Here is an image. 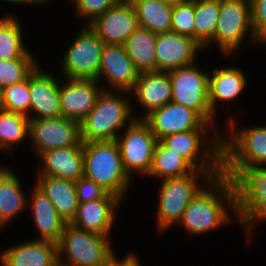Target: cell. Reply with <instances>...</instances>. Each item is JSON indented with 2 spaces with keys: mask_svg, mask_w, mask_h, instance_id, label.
<instances>
[{
  "mask_svg": "<svg viewBox=\"0 0 266 266\" xmlns=\"http://www.w3.org/2000/svg\"><path fill=\"white\" fill-rule=\"evenodd\" d=\"M205 185H208V190L203 186L198 191L178 223L190 234H205L228 223L229 209L236 214L235 190L230 178L221 173Z\"/></svg>",
  "mask_w": 266,
  "mask_h": 266,
  "instance_id": "1",
  "label": "cell"
},
{
  "mask_svg": "<svg viewBox=\"0 0 266 266\" xmlns=\"http://www.w3.org/2000/svg\"><path fill=\"white\" fill-rule=\"evenodd\" d=\"M122 93L127 94L121 91L120 95V91L114 90L101 92L92 111L80 122V138L83 143L114 141L121 128L139 119L132 115L131 103Z\"/></svg>",
  "mask_w": 266,
  "mask_h": 266,
  "instance_id": "2",
  "label": "cell"
},
{
  "mask_svg": "<svg viewBox=\"0 0 266 266\" xmlns=\"http://www.w3.org/2000/svg\"><path fill=\"white\" fill-rule=\"evenodd\" d=\"M83 169L84 176L107 193L124 198L132 179L123 168L115 140L83 143Z\"/></svg>",
  "mask_w": 266,
  "mask_h": 266,
  "instance_id": "3",
  "label": "cell"
},
{
  "mask_svg": "<svg viewBox=\"0 0 266 266\" xmlns=\"http://www.w3.org/2000/svg\"><path fill=\"white\" fill-rule=\"evenodd\" d=\"M108 240V236L66 223L58 243V261L62 266H107L113 253ZM65 254L68 262L62 260Z\"/></svg>",
  "mask_w": 266,
  "mask_h": 266,
  "instance_id": "4",
  "label": "cell"
},
{
  "mask_svg": "<svg viewBox=\"0 0 266 266\" xmlns=\"http://www.w3.org/2000/svg\"><path fill=\"white\" fill-rule=\"evenodd\" d=\"M222 172H204L195 170L193 173L178 178L162 180L159 191L157 224L160 232L168 230L174 223L180 222L184 210L192 198L202 188L199 179L204 183Z\"/></svg>",
  "mask_w": 266,
  "mask_h": 266,
  "instance_id": "5",
  "label": "cell"
},
{
  "mask_svg": "<svg viewBox=\"0 0 266 266\" xmlns=\"http://www.w3.org/2000/svg\"><path fill=\"white\" fill-rule=\"evenodd\" d=\"M210 131H184L166 136L160 142L168 149L185 158L198 171L222 172L221 138L223 135L214 133L213 136L212 132V138L208 135L211 133ZM207 136L209 137L207 138ZM202 138L206 139L203 140ZM202 143L204 148L201 146Z\"/></svg>",
  "mask_w": 266,
  "mask_h": 266,
  "instance_id": "6",
  "label": "cell"
},
{
  "mask_svg": "<svg viewBox=\"0 0 266 266\" xmlns=\"http://www.w3.org/2000/svg\"><path fill=\"white\" fill-rule=\"evenodd\" d=\"M249 32L252 43L258 41L252 29L249 0L220 1V12L212 42L216 43L224 56L237 52Z\"/></svg>",
  "mask_w": 266,
  "mask_h": 266,
  "instance_id": "7",
  "label": "cell"
},
{
  "mask_svg": "<svg viewBox=\"0 0 266 266\" xmlns=\"http://www.w3.org/2000/svg\"><path fill=\"white\" fill-rule=\"evenodd\" d=\"M172 84L171 101L197 112L207 123L212 124L215 114L209 103V74L195 65L168 71Z\"/></svg>",
  "mask_w": 266,
  "mask_h": 266,
  "instance_id": "8",
  "label": "cell"
},
{
  "mask_svg": "<svg viewBox=\"0 0 266 266\" xmlns=\"http://www.w3.org/2000/svg\"><path fill=\"white\" fill-rule=\"evenodd\" d=\"M222 174L233 183L236 217L242 223L266 200V166L222 165Z\"/></svg>",
  "mask_w": 266,
  "mask_h": 266,
  "instance_id": "9",
  "label": "cell"
},
{
  "mask_svg": "<svg viewBox=\"0 0 266 266\" xmlns=\"http://www.w3.org/2000/svg\"><path fill=\"white\" fill-rule=\"evenodd\" d=\"M125 131L115 140L120 150L125 172L130 178L134 171L148 175L158 141L156 136L143 119H135L126 127Z\"/></svg>",
  "mask_w": 266,
  "mask_h": 266,
  "instance_id": "10",
  "label": "cell"
},
{
  "mask_svg": "<svg viewBox=\"0 0 266 266\" xmlns=\"http://www.w3.org/2000/svg\"><path fill=\"white\" fill-rule=\"evenodd\" d=\"M229 120L230 137L221 138L222 165L266 166V126L235 130L234 119Z\"/></svg>",
  "mask_w": 266,
  "mask_h": 266,
  "instance_id": "11",
  "label": "cell"
},
{
  "mask_svg": "<svg viewBox=\"0 0 266 266\" xmlns=\"http://www.w3.org/2000/svg\"><path fill=\"white\" fill-rule=\"evenodd\" d=\"M104 45L89 26L85 25L61 62L65 79L98 80Z\"/></svg>",
  "mask_w": 266,
  "mask_h": 266,
  "instance_id": "12",
  "label": "cell"
},
{
  "mask_svg": "<svg viewBox=\"0 0 266 266\" xmlns=\"http://www.w3.org/2000/svg\"><path fill=\"white\" fill-rule=\"evenodd\" d=\"M38 155L58 148L83 146L80 123L70 118L29 119V137Z\"/></svg>",
  "mask_w": 266,
  "mask_h": 266,
  "instance_id": "13",
  "label": "cell"
},
{
  "mask_svg": "<svg viewBox=\"0 0 266 266\" xmlns=\"http://www.w3.org/2000/svg\"><path fill=\"white\" fill-rule=\"evenodd\" d=\"M143 120L149 125L158 141L166 136L190 130L212 128L215 133H218L214 125L210 126L211 124L207 123L197 112L172 101L152 111Z\"/></svg>",
  "mask_w": 266,
  "mask_h": 266,
  "instance_id": "14",
  "label": "cell"
},
{
  "mask_svg": "<svg viewBox=\"0 0 266 266\" xmlns=\"http://www.w3.org/2000/svg\"><path fill=\"white\" fill-rule=\"evenodd\" d=\"M104 44L123 45L139 27L137 14L130 1L121 0L91 23L85 24Z\"/></svg>",
  "mask_w": 266,
  "mask_h": 266,
  "instance_id": "15",
  "label": "cell"
},
{
  "mask_svg": "<svg viewBox=\"0 0 266 266\" xmlns=\"http://www.w3.org/2000/svg\"><path fill=\"white\" fill-rule=\"evenodd\" d=\"M195 39L174 32L157 34L156 71L168 72L195 63L197 51L203 49Z\"/></svg>",
  "mask_w": 266,
  "mask_h": 266,
  "instance_id": "16",
  "label": "cell"
},
{
  "mask_svg": "<svg viewBox=\"0 0 266 266\" xmlns=\"http://www.w3.org/2000/svg\"><path fill=\"white\" fill-rule=\"evenodd\" d=\"M66 81L62 86L59 83L62 117L80 123L92 111L103 89L100 90L95 79L67 78Z\"/></svg>",
  "mask_w": 266,
  "mask_h": 266,
  "instance_id": "17",
  "label": "cell"
},
{
  "mask_svg": "<svg viewBox=\"0 0 266 266\" xmlns=\"http://www.w3.org/2000/svg\"><path fill=\"white\" fill-rule=\"evenodd\" d=\"M139 74L123 45H104L97 81H101L102 77H105L111 88L103 90L113 91L114 89V91L130 93Z\"/></svg>",
  "mask_w": 266,
  "mask_h": 266,
  "instance_id": "18",
  "label": "cell"
},
{
  "mask_svg": "<svg viewBox=\"0 0 266 266\" xmlns=\"http://www.w3.org/2000/svg\"><path fill=\"white\" fill-rule=\"evenodd\" d=\"M119 203H122V200L110 193H106L102 198L79 203L71 224L87 232L109 236Z\"/></svg>",
  "mask_w": 266,
  "mask_h": 266,
  "instance_id": "19",
  "label": "cell"
},
{
  "mask_svg": "<svg viewBox=\"0 0 266 266\" xmlns=\"http://www.w3.org/2000/svg\"><path fill=\"white\" fill-rule=\"evenodd\" d=\"M37 64L29 73L30 112L29 119L57 118L62 116L59 96V83L47 71H41Z\"/></svg>",
  "mask_w": 266,
  "mask_h": 266,
  "instance_id": "20",
  "label": "cell"
},
{
  "mask_svg": "<svg viewBox=\"0 0 266 266\" xmlns=\"http://www.w3.org/2000/svg\"><path fill=\"white\" fill-rule=\"evenodd\" d=\"M0 255L1 266H54L58 262V244L29 240L5 249Z\"/></svg>",
  "mask_w": 266,
  "mask_h": 266,
  "instance_id": "21",
  "label": "cell"
},
{
  "mask_svg": "<svg viewBox=\"0 0 266 266\" xmlns=\"http://www.w3.org/2000/svg\"><path fill=\"white\" fill-rule=\"evenodd\" d=\"M140 106L145 108L146 114L139 119H144L152 111L171 102L172 84L168 72L151 71L139 74L132 91Z\"/></svg>",
  "mask_w": 266,
  "mask_h": 266,
  "instance_id": "22",
  "label": "cell"
},
{
  "mask_svg": "<svg viewBox=\"0 0 266 266\" xmlns=\"http://www.w3.org/2000/svg\"><path fill=\"white\" fill-rule=\"evenodd\" d=\"M43 162L39 175L77 182L84 176L83 146L58 148L41 153Z\"/></svg>",
  "mask_w": 266,
  "mask_h": 266,
  "instance_id": "23",
  "label": "cell"
},
{
  "mask_svg": "<svg viewBox=\"0 0 266 266\" xmlns=\"http://www.w3.org/2000/svg\"><path fill=\"white\" fill-rule=\"evenodd\" d=\"M36 186L52 202L60 217L71 223L79 206L75 182L58 177L38 175Z\"/></svg>",
  "mask_w": 266,
  "mask_h": 266,
  "instance_id": "24",
  "label": "cell"
},
{
  "mask_svg": "<svg viewBox=\"0 0 266 266\" xmlns=\"http://www.w3.org/2000/svg\"><path fill=\"white\" fill-rule=\"evenodd\" d=\"M32 198L29 201L35 225L39 230V240L50 241L56 244L61 239L66 222L60 217L52 202L42 190L34 186Z\"/></svg>",
  "mask_w": 266,
  "mask_h": 266,
  "instance_id": "25",
  "label": "cell"
},
{
  "mask_svg": "<svg viewBox=\"0 0 266 266\" xmlns=\"http://www.w3.org/2000/svg\"><path fill=\"white\" fill-rule=\"evenodd\" d=\"M246 77L240 68H215L209 75V103L212 112L216 115L218 101L234 100L241 95L247 86Z\"/></svg>",
  "mask_w": 266,
  "mask_h": 266,
  "instance_id": "26",
  "label": "cell"
},
{
  "mask_svg": "<svg viewBox=\"0 0 266 266\" xmlns=\"http://www.w3.org/2000/svg\"><path fill=\"white\" fill-rule=\"evenodd\" d=\"M156 38L157 34L138 27L123 43L139 73L156 71Z\"/></svg>",
  "mask_w": 266,
  "mask_h": 266,
  "instance_id": "27",
  "label": "cell"
},
{
  "mask_svg": "<svg viewBox=\"0 0 266 266\" xmlns=\"http://www.w3.org/2000/svg\"><path fill=\"white\" fill-rule=\"evenodd\" d=\"M19 177L12 170L0 165V225L4 226L23 211L28 203Z\"/></svg>",
  "mask_w": 266,
  "mask_h": 266,
  "instance_id": "28",
  "label": "cell"
},
{
  "mask_svg": "<svg viewBox=\"0 0 266 266\" xmlns=\"http://www.w3.org/2000/svg\"><path fill=\"white\" fill-rule=\"evenodd\" d=\"M139 27L155 34L171 31L173 6L161 0H131Z\"/></svg>",
  "mask_w": 266,
  "mask_h": 266,
  "instance_id": "29",
  "label": "cell"
},
{
  "mask_svg": "<svg viewBox=\"0 0 266 266\" xmlns=\"http://www.w3.org/2000/svg\"><path fill=\"white\" fill-rule=\"evenodd\" d=\"M195 170L185 158L157 141L154 149L153 164L148 176L160 177L164 180L183 177L193 173Z\"/></svg>",
  "mask_w": 266,
  "mask_h": 266,
  "instance_id": "30",
  "label": "cell"
},
{
  "mask_svg": "<svg viewBox=\"0 0 266 266\" xmlns=\"http://www.w3.org/2000/svg\"><path fill=\"white\" fill-rule=\"evenodd\" d=\"M16 19L9 14L0 19V59H19L30 52L25 48L22 29Z\"/></svg>",
  "mask_w": 266,
  "mask_h": 266,
  "instance_id": "31",
  "label": "cell"
},
{
  "mask_svg": "<svg viewBox=\"0 0 266 266\" xmlns=\"http://www.w3.org/2000/svg\"><path fill=\"white\" fill-rule=\"evenodd\" d=\"M220 12L218 0H195V40L206 47L212 40Z\"/></svg>",
  "mask_w": 266,
  "mask_h": 266,
  "instance_id": "32",
  "label": "cell"
},
{
  "mask_svg": "<svg viewBox=\"0 0 266 266\" xmlns=\"http://www.w3.org/2000/svg\"><path fill=\"white\" fill-rule=\"evenodd\" d=\"M26 137H29V118L0 109V150L9 152Z\"/></svg>",
  "mask_w": 266,
  "mask_h": 266,
  "instance_id": "33",
  "label": "cell"
},
{
  "mask_svg": "<svg viewBox=\"0 0 266 266\" xmlns=\"http://www.w3.org/2000/svg\"><path fill=\"white\" fill-rule=\"evenodd\" d=\"M30 77L0 90V109L19 113L29 118L30 113Z\"/></svg>",
  "mask_w": 266,
  "mask_h": 266,
  "instance_id": "34",
  "label": "cell"
},
{
  "mask_svg": "<svg viewBox=\"0 0 266 266\" xmlns=\"http://www.w3.org/2000/svg\"><path fill=\"white\" fill-rule=\"evenodd\" d=\"M36 62L31 52L19 59H0V90L27 79Z\"/></svg>",
  "mask_w": 266,
  "mask_h": 266,
  "instance_id": "35",
  "label": "cell"
},
{
  "mask_svg": "<svg viewBox=\"0 0 266 266\" xmlns=\"http://www.w3.org/2000/svg\"><path fill=\"white\" fill-rule=\"evenodd\" d=\"M195 0L173 6L171 32L195 39Z\"/></svg>",
  "mask_w": 266,
  "mask_h": 266,
  "instance_id": "36",
  "label": "cell"
},
{
  "mask_svg": "<svg viewBox=\"0 0 266 266\" xmlns=\"http://www.w3.org/2000/svg\"><path fill=\"white\" fill-rule=\"evenodd\" d=\"M121 0H76L74 7L79 18L86 17L88 24ZM81 16V17H80Z\"/></svg>",
  "mask_w": 266,
  "mask_h": 266,
  "instance_id": "37",
  "label": "cell"
},
{
  "mask_svg": "<svg viewBox=\"0 0 266 266\" xmlns=\"http://www.w3.org/2000/svg\"><path fill=\"white\" fill-rule=\"evenodd\" d=\"M252 29L260 42L266 36V0H249Z\"/></svg>",
  "mask_w": 266,
  "mask_h": 266,
  "instance_id": "38",
  "label": "cell"
},
{
  "mask_svg": "<svg viewBox=\"0 0 266 266\" xmlns=\"http://www.w3.org/2000/svg\"><path fill=\"white\" fill-rule=\"evenodd\" d=\"M75 187L79 203L102 198L107 193L93 180H90L85 176L75 182Z\"/></svg>",
  "mask_w": 266,
  "mask_h": 266,
  "instance_id": "39",
  "label": "cell"
},
{
  "mask_svg": "<svg viewBox=\"0 0 266 266\" xmlns=\"http://www.w3.org/2000/svg\"><path fill=\"white\" fill-rule=\"evenodd\" d=\"M263 220H266V200H264L240 225L243 226L245 232L247 231L246 235L251 238L254 224Z\"/></svg>",
  "mask_w": 266,
  "mask_h": 266,
  "instance_id": "40",
  "label": "cell"
},
{
  "mask_svg": "<svg viewBox=\"0 0 266 266\" xmlns=\"http://www.w3.org/2000/svg\"><path fill=\"white\" fill-rule=\"evenodd\" d=\"M107 266H141L139 260L135 255L130 254L122 259V261L115 256L114 252L110 255Z\"/></svg>",
  "mask_w": 266,
  "mask_h": 266,
  "instance_id": "41",
  "label": "cell"
},
{
  "mask_svg": "<svg viewBox=\"0 0 266 266\" xmlns=\"http://www.w3.org/2000/svg\"><path fill=\"white\" fill-rule=\"evenodd\" d=\"M3 1H7L9 3H14V4H22L23 3L25 4H35V3H38V4H42V3H47L48 1L50 0H3Z\"/></svg>",
  "mask_w": 266,
  "mask_h": 266,
  "instance_id": "42",
  "label": "cell"
},
{
  "mask_svg": "<svg viewBox=\"0 0 266 266\" xmlns=\"http://www.w3.org/2000/svg\"><path fill=\"white\" fill-rule=\"evenodd\" d=\"M163 3L170 4L171 6H175L179 3H183L187 0H161Z\"/></svg>",
  "mask_w": 266,
  "mask_h": 266,
  "instance_id": "43",
  "label": "cell"
},
{
  "mask_svg": "<svg viewBox=\"0 0 266 266\" xmlns=\"http://www.w3.org/2000/svg\"><path fill=\"white\" fill-rule=\"evenodd\" d=\"M259 43L262 45H265L266 44V36Z\"/></svg>",
  "mask_w": 266,
  "mask_h": 266,
  "instance_id": "44",
  "label": "cell"
},
{
  "mask_svg": "<svg viewBox=\"0 0 266 266\" xmlns=\"http://www.w3.org/2000/svg\"><path fill=\"white\" fill-rule=\"evenodd\" d=\"M54 266H62L61 263L58 261Z\"/></svg>",
  "mask_w": 266,
  "mask_h": 266,
  "instance_id": "45",
  "label": "cell"
}]
</instances>
